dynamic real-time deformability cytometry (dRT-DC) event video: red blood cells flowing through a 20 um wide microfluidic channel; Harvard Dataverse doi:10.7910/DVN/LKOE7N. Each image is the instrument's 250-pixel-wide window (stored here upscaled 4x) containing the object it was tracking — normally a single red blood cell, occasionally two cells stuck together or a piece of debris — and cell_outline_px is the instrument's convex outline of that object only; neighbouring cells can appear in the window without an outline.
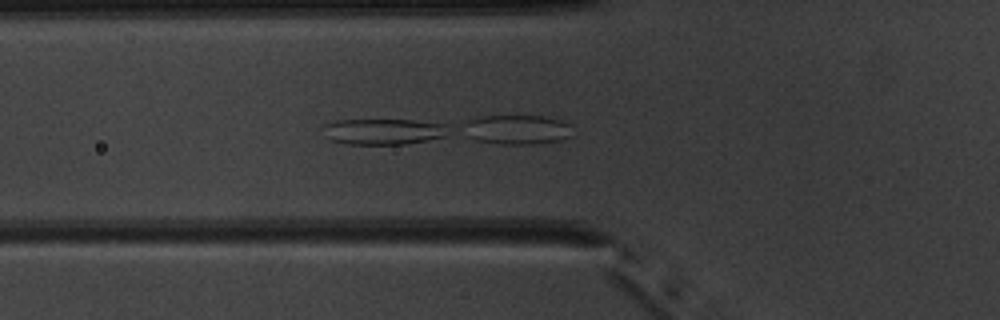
{"species": "common noctule bat (a hibernating species)", "species_latin": "Nyctalus noctula", "temperature_condition": "warm", "stored_images_in_passage": 51, "camera_frame_rate_fps": 3000, "um_per_image_px": 0.085, "animal": {"sex": "male", "body_mass_g": 20.1, "forearm_length_mm": 53.5}, "frame": {"image": 1, "passage_image": 19, "time_ms": 6.0, "image_size_px": [1000, 320], "cell_outline_px": [[444, 136], [408, 144], [348, 144], [332, 140], [324, 136], [324, 124], [336, 120], [412, 120], [444, 124]], "centroid_in_image_um": [32.49, 11.18], "position_along_channel_um": 93.3, "area_um2": 18.55}}
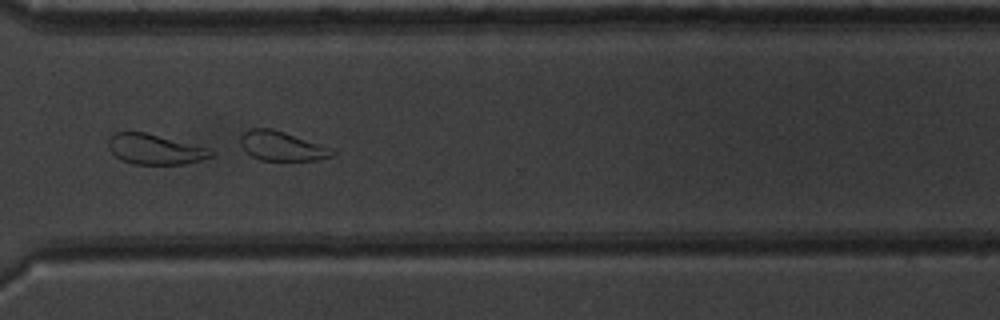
{"frame": {"image": 2, "passage_image": 39, "time_ms": 12.667, "image_size_px": [1000, 320], "cell_outline_px": [[212, 156], [200, 160], [184, 164], [132, 164], [120, 160], [108, 148], [108, 140], [116, 132], [144, 132], [204, 148], [212, 152]], "centroid_in_image_um": [13.08, 12.7], "position_along_channel_um": 357.5, "area_um2": 17.51}}